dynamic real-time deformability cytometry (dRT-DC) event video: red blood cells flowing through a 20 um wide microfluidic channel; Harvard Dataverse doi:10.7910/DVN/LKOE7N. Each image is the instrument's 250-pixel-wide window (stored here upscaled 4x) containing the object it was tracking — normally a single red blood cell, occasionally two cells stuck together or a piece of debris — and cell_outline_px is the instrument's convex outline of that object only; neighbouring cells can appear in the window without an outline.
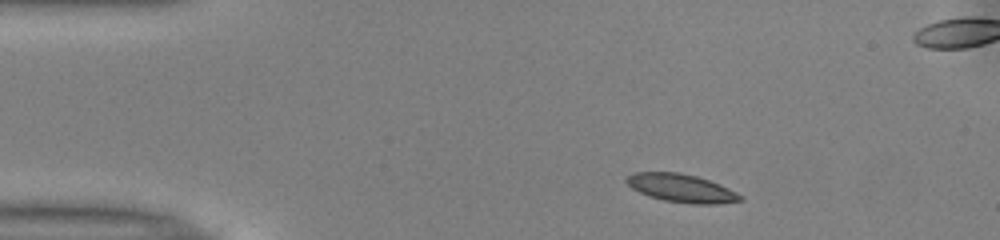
{"species": "common noctule bat (a hibernating species)", "species_latin": "Nyctalus noctula", "temperature_condition": "warm", "stored_images_in_passage": 44, "camera_frame_rate_fps": 3000, "um_per_image_px": 0.085, "animal": {"sex": "male", "body_mass_g": 13.0, "forearm_length_mm": 53.1}, "frame": {"image": 1, "passage_image": 1, "time_ms": 0.0, "image_size_px": [1000, 240], "cell_outline_px": [[744, 200], [716, 204], [692, 204], [664, 200], [648, 196], [632, 188], [624, 180], [632, 172], [680, 172], [696, 176], [708, 180], [728, 188], [744, 196]], "centroid_in_image_um": [57.92, 15.99], "position_along_channel_um": 27.1, "area_um2": 18.67}}
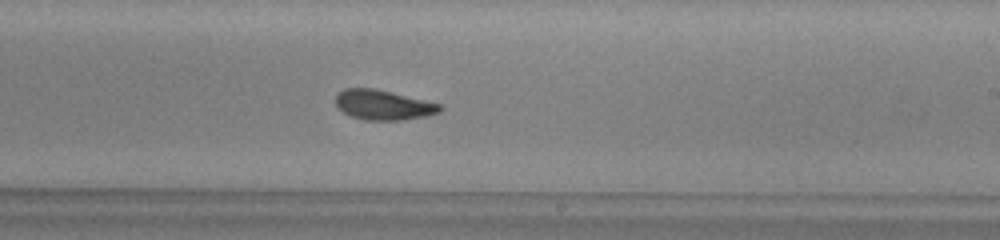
{"frame": {"image": 2, "passage_image": 23, "time_ms": 7.333, "image_size_px": [1000, 240], "cell_outline_px": [[444, 108], [440, 112], [428, 116], [400, 120], [364, 120], [352, 116], [336, 108], [336, 96], [344, 88], [372, 88], [392, 92], [440, 104]], "centroid_in_image_um": [32.58, 8.92], "position_along_channel_um": 256.4, "area_um2": 18.15}}
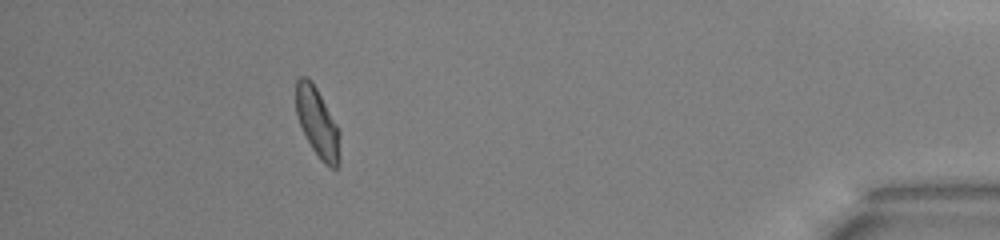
{"frame": {"image": 3, "passage_image": 39, "time_ms": 12.667, "image_size_px": [1000, 240], "cell_outline_px": [[340, 164], [336, 168], [332, 168], [324, 164], [320, 160], [312, 148], [296, 116], [296, 80], [300, 76], [308, 76], [312, 80], [340, 128]], "centroid_in_image_um": [27.01, 10.41], "position_along_channel_um": 408.2, "area_um2": 18.15}, "authors_computed_cell_mechanics": {"area_um2": 18.3226, "velocity_mm_per_s": 3.9607, "shape_relaxation_time_tau1_ms": 3.5263, "shape_relaxation_time_tau2_ms": 1.9242, "deformation_change_tau1": 0.1275, "deformation_change_tau2": 0.0915}}